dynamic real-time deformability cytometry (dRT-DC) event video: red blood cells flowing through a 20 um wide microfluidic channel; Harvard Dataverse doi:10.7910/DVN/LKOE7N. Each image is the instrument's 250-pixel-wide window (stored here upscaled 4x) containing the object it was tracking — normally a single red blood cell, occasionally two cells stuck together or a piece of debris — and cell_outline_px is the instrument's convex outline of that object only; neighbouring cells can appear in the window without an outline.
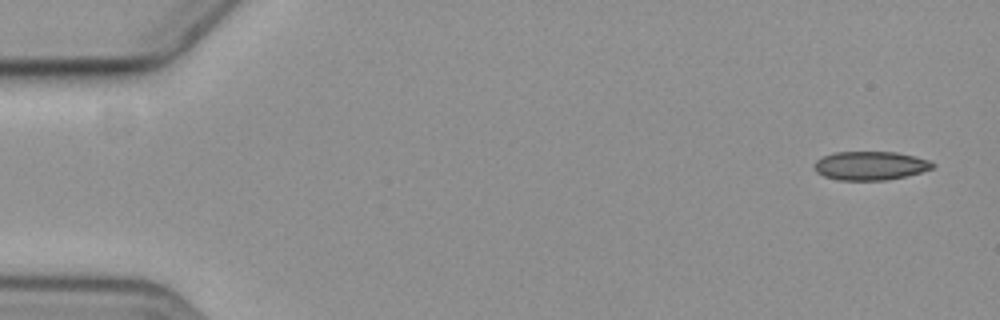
{"species": "common noctule bat (a hibernating species)", "species_latin": "Nyctalus noctula", "temperature_condition": "cold", "stored_images_in_passage": 14, "camera_frame_rate_fps": 3000, "um_per_image_px": 0.085, "animal": {"sex": "female", "body_mass_g": 19.3, "forearm_length_mm": 54.1}, "frame": {"image": 1, "passage_image": 1, "time_ms": 0.0, "image_size_px": [1000, 320], "cell_outline_px": [[936, 164], [932, 168], [920, 172], [904, 176], [884, 180], [840, 180], [824, 176], [816, 172], [812, 168], [816, 160], [824, 156], [836, 152], [896, 152], [916, 156], [928, 160]], "centroid_in_image_um": [73.95, 14.08], "position_along_channel_um": 11.0, "area_um2": 19.71}}
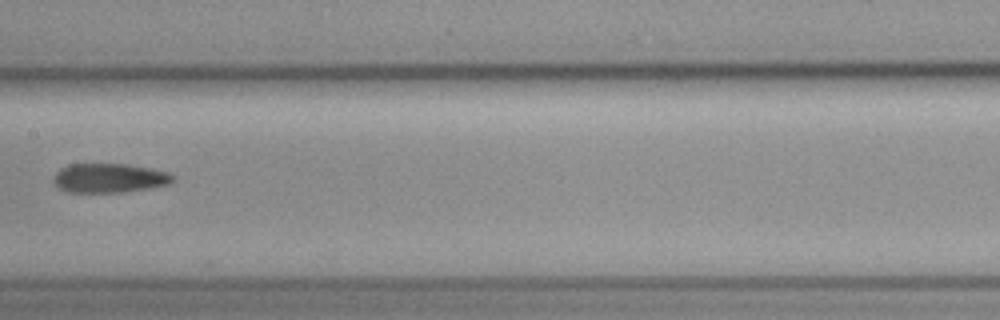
{"frame": {"image": 2, "passage_image": 8, "time_ms": 9.0, "image_size_px": [1000, 320], "cell_outline_px": [[176, 176], [168, 184], [148, 188], [120, 192], [68, 192], [60, 188], [52, 180], [56, 172], [60, 168], [68, 164], [124, 164], [152, 168], [168, 172]], "centroid_in_image_um": [9.28, 15.12], "position_along_channel_um": 198.1, "area_um2": 20.23}}
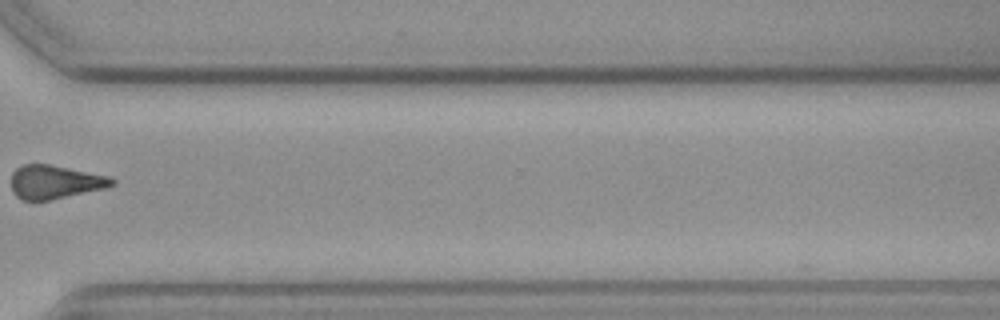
{"frame": {"image": 3, "passage_image": 12, "time_ms": 13.667, "image_size_px": [1000, 320], "cell_outline_px": [[116, 184], [104, 188], [48, 200], [20, 200], [12, 192], [12, 172], [16, 168], [24, 164], [48, 164], [108, 176], [116, 180]], "centroid_in_image_um": [4.64, 15.47], "position_along_channel_um": 366.0, "area_um2": 19.48}}